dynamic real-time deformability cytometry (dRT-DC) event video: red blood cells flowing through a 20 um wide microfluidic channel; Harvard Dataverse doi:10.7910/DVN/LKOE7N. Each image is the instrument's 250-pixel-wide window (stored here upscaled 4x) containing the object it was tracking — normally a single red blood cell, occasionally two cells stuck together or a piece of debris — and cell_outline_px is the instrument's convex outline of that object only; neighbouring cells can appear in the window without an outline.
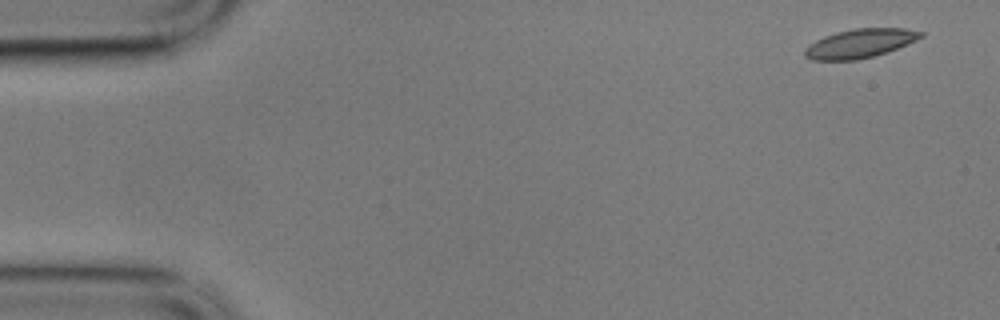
{"species": "common noctule bat (a hibernating species)", "species_latin": "Nyctalus noctula", "temperature_condition": "cold", "stored_images_in_passage": 7, "camera_frame_rate_fps": 3000, "um_per_image_px": 0.085, "animal": {"sex": "male", "body_mass_g": 17.9}, "frame": {"image": 1, "passage_image": 1, "time_ms": 0.0, "image_size_px": [1000, 320], "cell_outline_px": [[924, 36], [916, 40], [896, 48], [872, 56], [856, 60], [812, 60], [804, 56], [804, 48], [808, 44], [824, 36], [836, 32], [856, 28], [904, 28], [924, 32]], "centroid_in_image_um": [73.05, 3.68], "position_along_channel_um": 11.9, "area_um2": 19.42}}
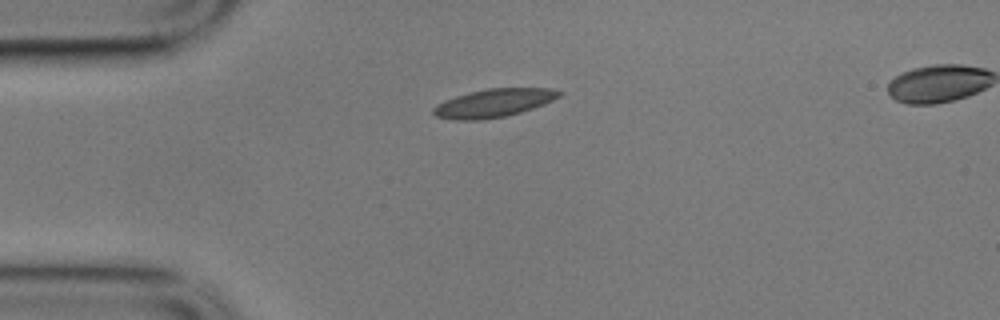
{"frame": {"image": 2, "passage_image": 4, "time_ms": 1.0, "image_size_px": [1000, 320], "cell_outline_px": [[564, 92], [560, 96], [544, 104], [520, 112], [504, 116], [480, 120], [456, 120], [436, 116], [432, 112], [432, 108], [436, 104], [444, 100], [456, 96], [488, 88], [552, 88]], "centroid_in_image_um": [41.96, 8.75], "position_along_channel_um": 43.0, "area_um2": 20.58}}
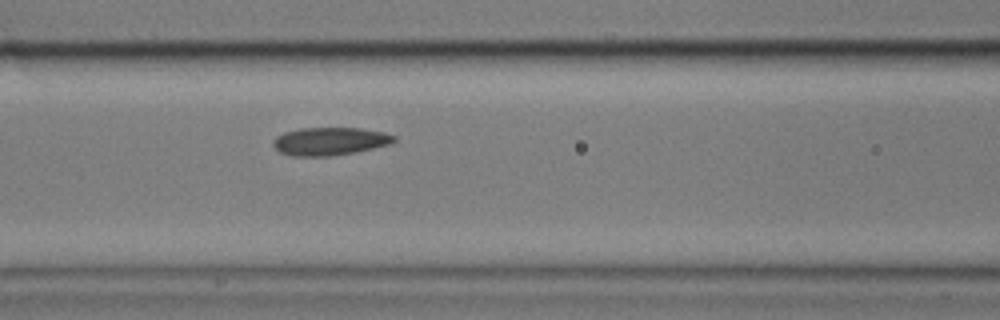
{"frame": {"image": 3, "passage_image": 7, "time_ms": 2.0, "image_size_px": [1000, 320], "cell_outline_px": [[396, 140], [392, 144], [356, 152], [332, 156], [292, 156], [280, 152], [272, 144], [272, 140], [276, 136], [284, 132], [300, 128], [360, 128], [384, 132], [396, 136]], "centroid_in_image_um": [28.05, 12.01], "position_along_channel_um": 138.6, "area_um2": 19.88}}